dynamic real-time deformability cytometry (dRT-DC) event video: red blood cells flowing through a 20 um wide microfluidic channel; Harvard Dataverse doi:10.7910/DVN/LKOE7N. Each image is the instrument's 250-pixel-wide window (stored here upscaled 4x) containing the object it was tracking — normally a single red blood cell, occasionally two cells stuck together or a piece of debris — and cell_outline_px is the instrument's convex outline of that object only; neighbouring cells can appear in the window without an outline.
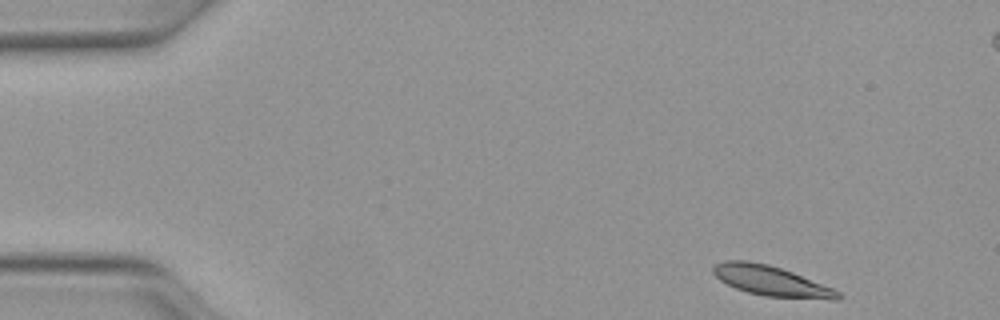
{"species": "Egyptian fruit bat (a non-hibernating species)", "species_latin": "Rousettus aegyptiacus", "temperature_condition": "warm", "stored_images_in_passage": 47, "segment_of_instrument_passage": [1, 2], "camera_frame_rate_fps": 3000, "um_per_image_px": 0.085, "animal": {"sex": "female"}, "frame": {"image": 1, "passage_image": 1, "time_ms": 0.0, "image_size_px": [1000, 320], "cell_outline_px": [[840, 300], [832, 300], [764, 296], [748, 292], [736, 288], [720, 280], [712, 272], [712, 268], [716, 264], [724, 260], [748, 260], [768, 264], [792, 272], [832, 288], [840, 292]], "centroid_in_image_um": [65.54, 23.88], "position_along_channel_um": 19.5, "area_um2": 21.73}}
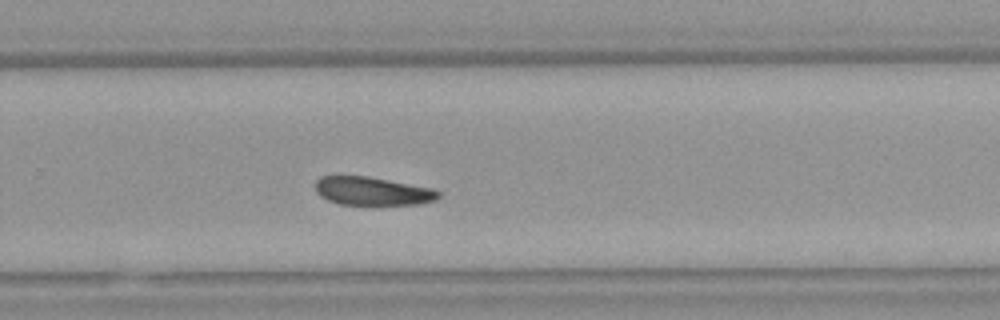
{"frame": {"image": 2, "passage_image": 29, "time_ms": 9.333, "image_size_px": [1000, 320], "cell_outline_px": [[440, 196], [436, 200], [420, 204], [340, 204], [328, 200], [320, 196], [316, 192], [316, 180], [320, 176], [336, 172], [368, 176], [432, 188], [440, 192]], "centroid_in_image_um": [31.57, 16.19], "position_along_channel_um": 298.2, "area_um2": 20.92}}
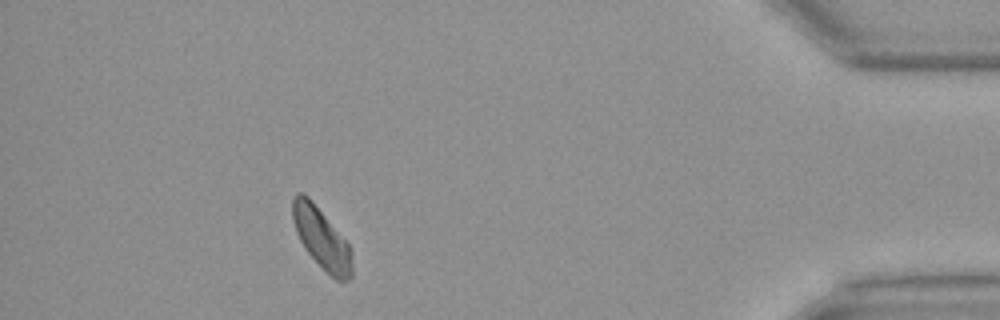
{"frame": {"image": 3, "passage_image": 41, "time_ms": 13.333, "image_size_px": [1000, 320], "cell_outline_px": [[352, 276], [348, 280], [336, 280], [304, 248], [296, 232], [292, 220], [292, 196], [296, 192], [300, 192], [308, 196], [312, 200], [352, 248]], "centroid_in_image_um": [27.32, 20.22], "position_along_channel_um": 407.9, "area_um2": 20.92}}